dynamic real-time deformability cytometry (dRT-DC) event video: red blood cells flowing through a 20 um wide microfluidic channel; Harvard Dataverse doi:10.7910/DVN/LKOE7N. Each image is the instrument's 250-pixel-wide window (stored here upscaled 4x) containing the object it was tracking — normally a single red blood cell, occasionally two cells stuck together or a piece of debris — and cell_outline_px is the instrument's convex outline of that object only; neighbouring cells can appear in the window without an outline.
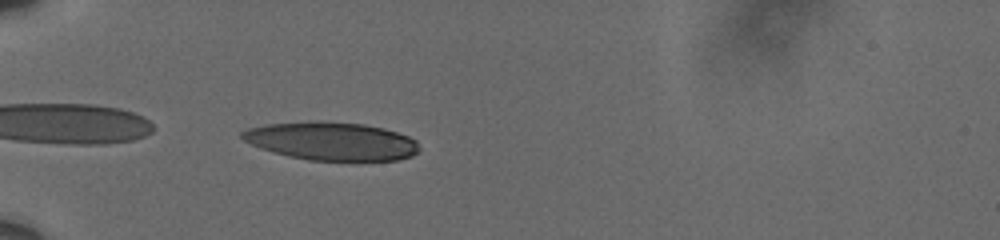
{"species": "human", "species_latin": "Homo sapiens", "temperature_condition": "cold", "stored_images_in_passage": 40, "camera_frame_rate_fps": 3000, "um_per_image_px": 0.085, "donor": {"sex": "male"}, "frame": {"image": 1, "passage_image": 1, "time_ms": 0.0, "image_size_px": [1000, 240], "cell_outline_px": [[420, 152], [412, 156], [396, 160], [308, 160], [288, 156], [260, 148], [244, 140], [240, 136], [240, 132], [248, 128], [264, 124], [308, 120], [316, 120], [364, 124], [384, 128], [408, 136], [416, 140], [420, 148]], "centroid_in_image_um": [28.17, 11.98], "position_along_channel_um": 56.8, "area_um2": 39.77}}
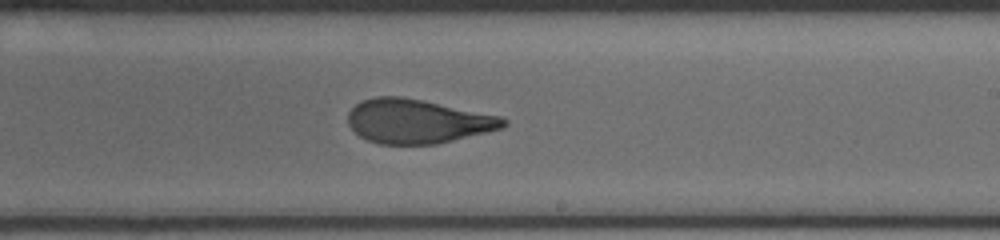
{"frame": {"image": 2, "passage_image": 19, "time_ms": 6.0, "image_size_px": [1000, 240], "cell_outline_px": [[508, 124], [504, 128], [488, 132], [436, 144], [380, 144], [368, 140], [360, 136], [348, 124], [348, 112], [360, 100], [376, 96], [400, 96], [424, 100], [504, 116], [508, 120]], "centroid_in_image_um": [35.53, 10.29], "position_along_channel_um": 253.5, "area_um2": 40.34}}
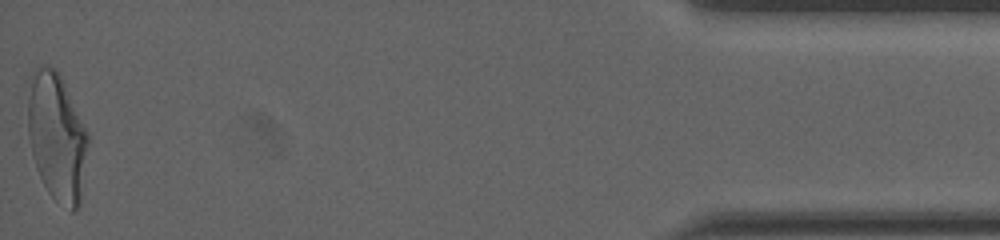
{"frame": {"image": 3, "passage_image": 40, "time_ms": 13.0, "image_size_px": [1000, 240], "cell_outline_px": [[88, 144], [80, 204], [72, 212], [56, 200], [48, 192], [36, 168], [32, 152], [28, 132], [28, 100], [32, 80], [36, 68], [40, 64], [44, 64], [60, 72], [88, 136]], "centroid_in_image_um": [4.83, 11.65], "position_along_channel_um": 430.4, "area_um2": 44.16}, "authors_computed_cell_mechanics": {"area_um2": 41.0091, "velocity_mm_per_s": 3.6164, "shape_relaxation_time_tau1_ms": 8.5866, "shape_relaxation_time_tau2_ms": 1.3802, "deformation_change_tau1": 0.2643, "deformation_change_tau2": 0.0934}}